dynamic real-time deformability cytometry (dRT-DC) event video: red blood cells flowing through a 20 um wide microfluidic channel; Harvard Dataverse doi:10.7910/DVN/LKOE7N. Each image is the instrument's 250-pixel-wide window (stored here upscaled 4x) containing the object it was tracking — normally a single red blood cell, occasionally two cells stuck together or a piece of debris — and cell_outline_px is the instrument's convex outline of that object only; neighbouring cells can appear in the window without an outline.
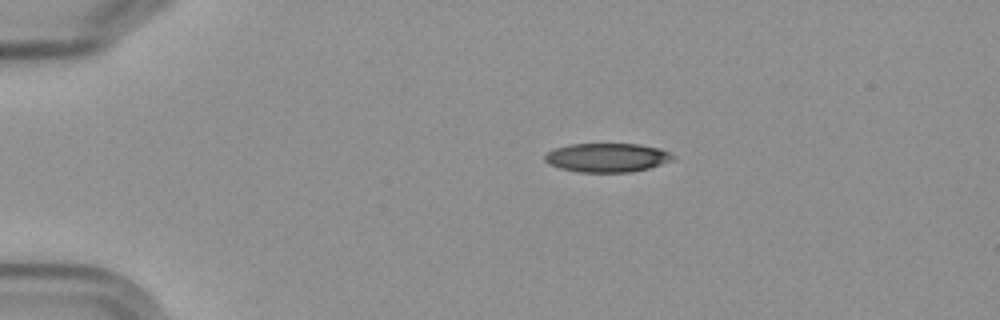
{"species": "Egyptian fruit bat (a non-hibernating species)", "species_latin": "Rousettus aegyptiacus", "temperature_condition": "cold", "stored_images_in_passage": 4, "camera_frame_rate_fps": 3000, "um_per_image_px": 0.085, "frame": {"image": 1, "passage_image": 1, "time_ms": 0.0, "image_size_px": [1000, 320], "cell_outline_px": [[676, 160], [648, 168], [632, 172], [580, 172], [560, 168], [548, 164], [544, 160], [544, 156], [548, 152], [556, 148], [568, 144], [640, 144], [660, 148], [676, 156]], "centroid_in_image_um": [51.64, 13.39], "position_along_channel_um": 33.4, "area_um2": 21.73}}
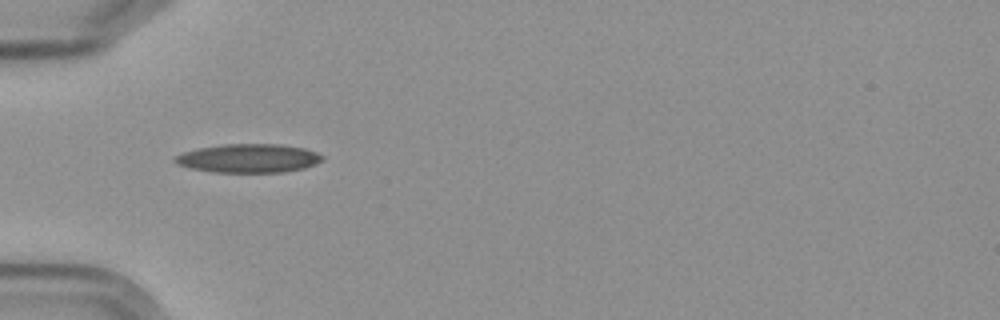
{"frame": {"image": 2, "passage_image": 3, "time_ms": 2.333, "image_size_px": [1000, 320], "cell_outline_px": [[324, 160], [316, 164], [304, 168], [284, 172], [216, 172], [192, 168], [176, 164], [172, 160], [176, 156], [184, 152], [196, 148], [224, 144], [280, 144], [304, 148], [316, 152], [324, 156]], "centroid_in_image_um": [21.15, 13.45], "position_along_channel_um": 63.8, "area_um2": 24.68}}
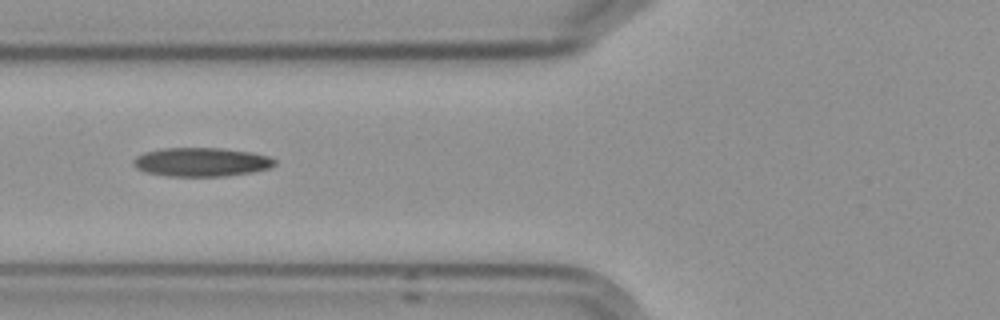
{"frame": {"image": 3, "passage_image": 4, "time_ms": 3.667, "image_size_px": [1000, 320], "cell_outline_px": [[276, 164], [268, 168], [252, 172], [224, 176], [168, 176], [144, 172], [136, 168], [132, 164], [132, 160], [136, 156], [144, 152], [164, 148], [224, 148], [252, 152], [268, 156], [276, 160]], "centroid_in_image_um": [17.09, 13.77], "position_along_channel_um": 108.7, "area_um2": 23.87}}